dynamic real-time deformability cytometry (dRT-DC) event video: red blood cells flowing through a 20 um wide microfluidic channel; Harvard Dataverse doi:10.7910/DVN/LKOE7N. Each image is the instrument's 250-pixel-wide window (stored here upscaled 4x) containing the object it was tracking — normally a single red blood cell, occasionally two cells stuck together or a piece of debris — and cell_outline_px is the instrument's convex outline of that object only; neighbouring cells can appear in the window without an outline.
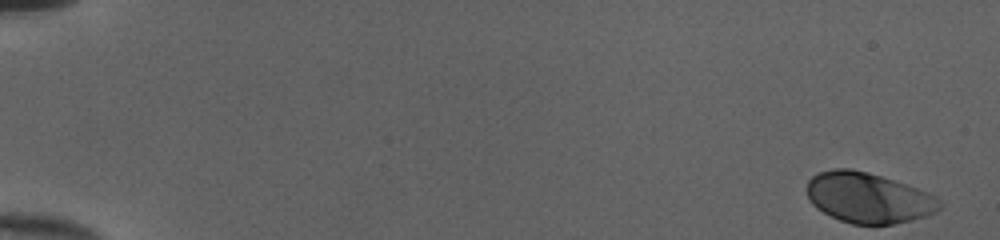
{"species": "human", "species_latin": "Homo sapiens", "temperature_condition": "cold", "stored_images_in_passage": 52, "camera_frame_rate_fps": 3000, "um_per_image_px": 0.085, "donor": {"sex": "female"}, "frame": {"image": 1, "passage_image": 1, "time_ms": 0.0, "image_size_px": [1000, 240], "cell_outline_px": [[940, 208], [924, 216], [912, 220], [892, 224], [852, 224], [840, 220], [816, 208], [808, 200], [808, 180], [812, 176], [820, 172], [832, 168], [852, 168], [868, 172], [916, 188], [940, 200]], "centroid_in_image_um": [73.74, 16.8], "position_along_channel_um": 11.3, "area_um2": 38.44}}
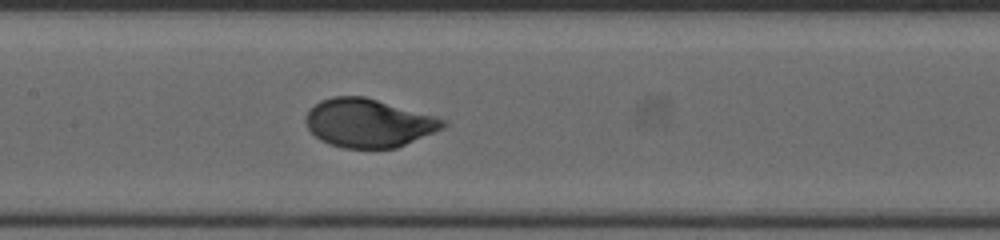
{"frame": {"image": 2, "passage_image": 27, "time_ms": 8.667, "image_size_px": [1000, 240], "cell_outline_px": [[448, 124], [444, 128], [396, 148], [344, 148], [328, 144], [320, 140], [308, 128], [304, 120], [304, 116], [320, 100], [332, 96], [364, 96], [448, 120]], "centroid_in_image_um": [31.32, 10.46], "position_along_channel_um": 176.1, "area_um2": 38.67}}
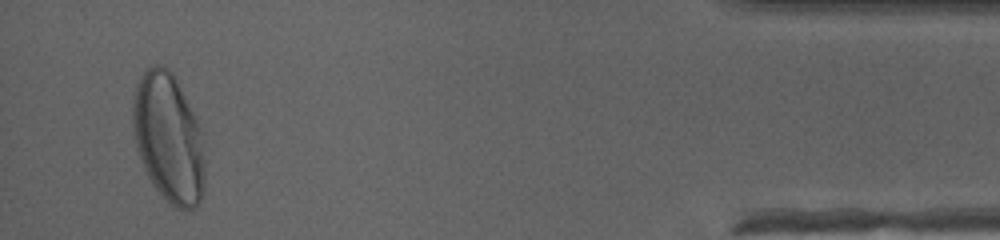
{"frame": {"image": 3, "passage_image": 50, "time_ms": 16.333, "image_size_px": [1000, 240], "cell_outline_px": [[204, 192], [196, 208], [176, 208], [152, 184], [140, 160], [136, 148], [132, 132], [132, 96], [136, 84], [140, 76], [152, 64], [160, 64], [168, 68], [172, 72], [200, 128], [204, 160]], "centroid_in_image_um": [14.28, 11.71], "position_along_channel_um": 420.9, "area_um2": 54.1}, "authors_computed_cell_mechanics": {"area_um2": 38.6971, "velocity_mm_per_s": 3.9881, "shape_relaxation_time_tau1_ms": 2.8798, "shape_relaxation_time_tau2_ms": null, "deformation_change_tau1": 0.178, "deformation_change_tau2": null}}